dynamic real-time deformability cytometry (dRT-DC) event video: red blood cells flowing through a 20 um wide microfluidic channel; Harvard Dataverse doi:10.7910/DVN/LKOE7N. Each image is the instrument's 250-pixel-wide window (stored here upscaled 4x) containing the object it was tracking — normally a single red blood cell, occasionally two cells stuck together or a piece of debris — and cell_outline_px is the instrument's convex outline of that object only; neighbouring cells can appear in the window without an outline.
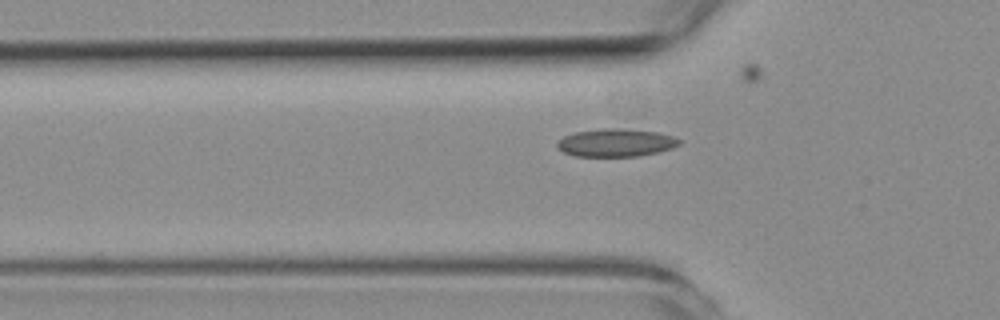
{"species": "common noctule bat (a hibernating species)", "species_latin": "Nyctalus noctula", "temperature_condition": "room temperature", "stored_images_in_passage": 35, "camera_frame_rate_fps": 3000, "um_per_image_px": 0.085, "animal": {"sex": "female", "body_mass_g": 19.3, "forearm_length_mm": 54.1}, "frame": {"image": 1, "passage_image": 5, "time_ms": 1.333, "image_size_px": [1000, 320], "cell_outline_px": [[680, 144], [672, 148], [640, 156], [572, 156], [556, 148], [556, 140], [572, 132], [604, 128], [620, 128], [656, 132], [672, 136], [680, 140]], "centroid_in_image_um": [52.28, 12.13], "position_along_channel_um": 73.5, "area_um2": 19.94}}
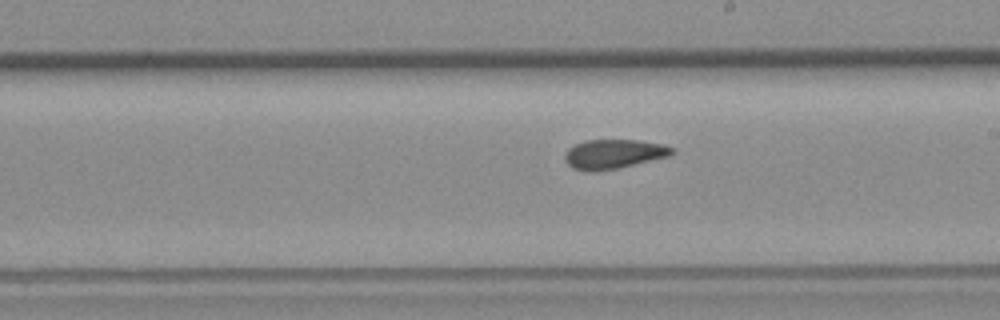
{"frame": {"image": 2, "passage_image": 18, "time_ms": 5.667, "image_size_px": [1000, 320], "cell_outline_px": [[676, 152], [668, 156], [616, 168], [588, 172], [572, 168], [564, 160], [564, 156], [568, 148], [576, 144], [588, 140], [640, 140], [664, 144], [672, 148]], "centroid_in_image_um": [52.14, 13.08], "position_along_channel_um": 236.9, "area_um2": 18.15}}
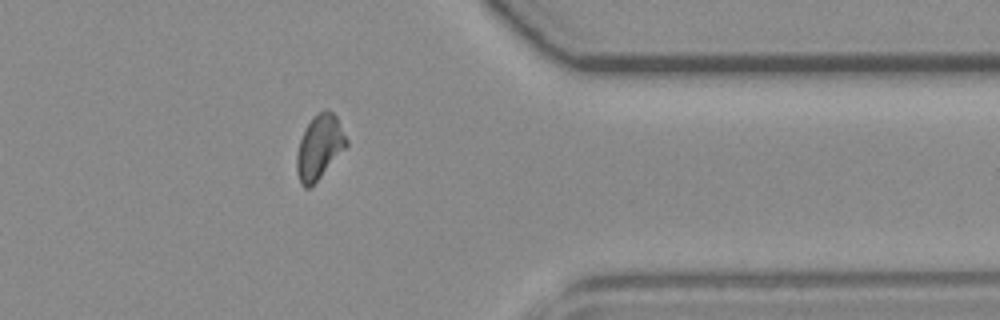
{"frame": {"image": 3, "passage_image": 31, "time_ms": 10.0, "image_size_px": [1000, 320], "cell_outline_px": [[348, 144], [320, 176], [308, 188], [304, 188], [300, 184], [296, 172], [296, 156], [300, 140], [312, 116], [316, 112], [332, 112], [336, 116], [348, 140]], "centroid_in_image_um": [27.12, 12.5], "position_along_channel_um": 384.3, "area_um2": 18.09}}